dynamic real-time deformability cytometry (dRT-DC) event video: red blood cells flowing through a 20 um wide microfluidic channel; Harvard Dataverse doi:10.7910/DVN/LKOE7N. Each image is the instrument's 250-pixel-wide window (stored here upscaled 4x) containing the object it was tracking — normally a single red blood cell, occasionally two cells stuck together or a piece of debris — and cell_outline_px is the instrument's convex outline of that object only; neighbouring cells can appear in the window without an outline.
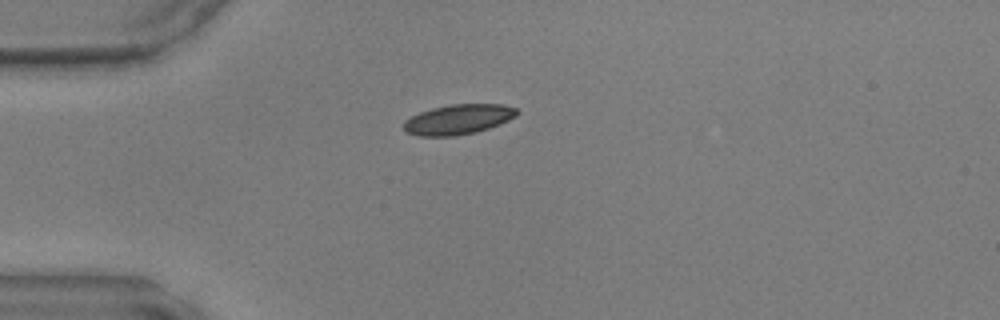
{"species": "common noctule bat (a hibernating species)", "species_latin": "Nyctalus noctula", "temperature_condition": "warm", "stored_images_in_passage": 36, "camera_frame_rate_fps": 3000, "um_per_image_px": 0.085, "animal": {"sex": "male", "body_mass_g": 17.9, "forearm_length_mm": 54.2}, "frame": {"image": 1, "passage_image": 1, "time_ms": 0.0, "image_size_px": [1000, 320], "cell_outline_px": [[520, 112], [516, 116], [508, 120], [488, 128], [476, 132], [456, 136], [420, 136], [404, 132], [404, 120], [420, 112], [432, 108], [448, 104], [504, 104], [516, 108]], "centroid_in_image_um": [38.95, 10.14], "position_along_channel_um": 46.1, "area_um2": 19.88}}
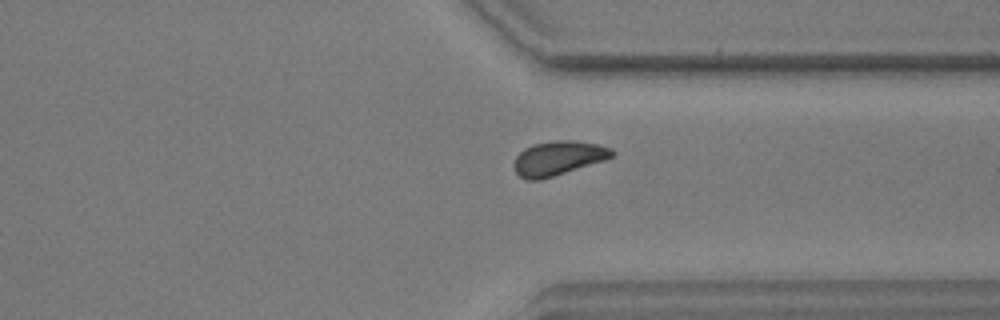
{"frame": {"image": 2, "passage_image": 25, "time_ms": 8.0, "image_size_px": [1000, 320], "cell_outline_px": [[616, 152], [608, 160], [540, 180], [528, 180], [520, 176], [516, 172], [516, 156], [524, 148], [532, 144], [556, 140], [572, 140], [596, 144], [612, 148]], "centroid_in_image_um": [47.5, 13.44], "position_along_channel_um": 363.9, "area_um2": 19.59}}
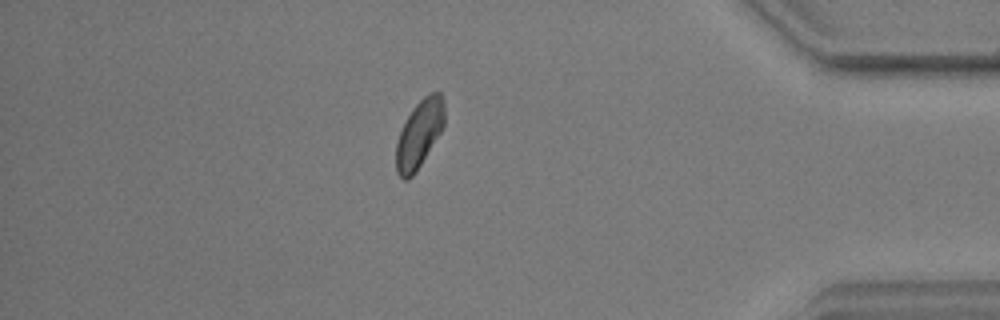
{"frame": {"image": 3, "passage_image": 30, "time_ms": 9.667, "image_size_px": [1000, 320], "cell_outline_px": [[444, 124], [440, 132], [416, 172], [408, 180], [404, 180], [396, 172], [396, 144], [400, 132], [412, 108], [424, 96], [432, 92], [440, 92], [444, 100]], "centroid_in_image_um": [35.63, 11.39], "position_along_channel_um": 399.6, "area_um2": 18.84}}